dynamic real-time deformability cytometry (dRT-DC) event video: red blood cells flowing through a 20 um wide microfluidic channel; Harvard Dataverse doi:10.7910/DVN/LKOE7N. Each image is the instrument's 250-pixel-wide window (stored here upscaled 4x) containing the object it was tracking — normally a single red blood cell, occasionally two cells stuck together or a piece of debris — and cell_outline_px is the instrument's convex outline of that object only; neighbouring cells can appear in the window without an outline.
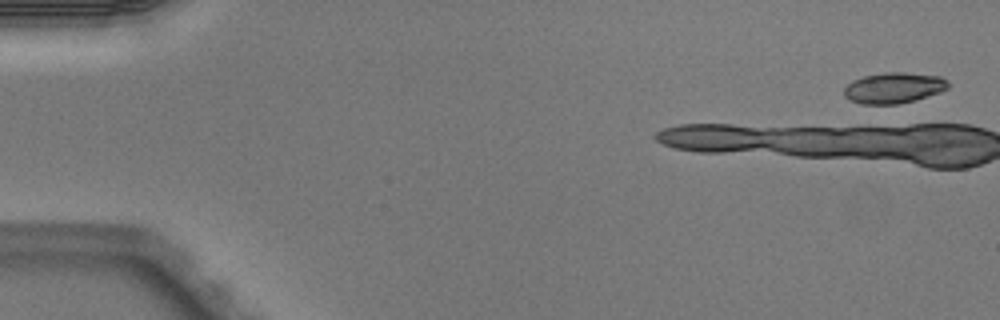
{"species": "Egyptian fruit bat (a non-hibernating species)", "species_latin": "Rousettus aegyptiacus", "temperature_condition": "warm", "stored_images_in_passage": 4, "camera_frame_rate_fps": 3000, "um_per_image_px": 0.085, "animal": {"sex": "male"}, "frame": {"image": 1, "passage_image": 1, "time_ms": 0.0, "image_size_px": [1000, 320], "cell_outline_px": [[948, 88], [940, 92], [916, 100], [900, 104], [860, 104], [844, 96], [844, 88], [852, 80], [864, 76], [884, 72], [904, 72], [940, 76], [948, 80]], "centroid_in_image_um": [75.98, 7.47], "position_along_channel_um": 9.0, "area_um2": 18.79}}